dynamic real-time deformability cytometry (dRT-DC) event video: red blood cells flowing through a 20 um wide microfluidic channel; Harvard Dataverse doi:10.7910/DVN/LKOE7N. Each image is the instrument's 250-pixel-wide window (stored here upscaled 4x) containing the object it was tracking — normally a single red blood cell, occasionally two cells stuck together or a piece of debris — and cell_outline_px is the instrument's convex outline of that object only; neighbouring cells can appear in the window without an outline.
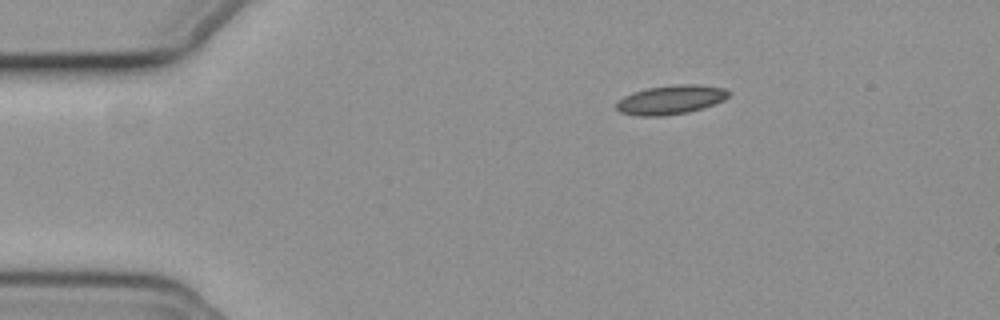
{"species": "common noctule bat (a hibernating species)", "species_latin": "Nyctalus noctula", "temperature_condition": "cold", "stored_images_in_passage": 47, "camera_frame_rate_fps": 3000, "um_per_image_px": 0.085, "animal": {"sex": "female", "body_mass_g": 19.3, "forearm_length_mm": 54.1}, "frame": {"image": 1, "passage_image": 1, "time_ms": 0.0, "image_size_px": [1000, 320], "cell_outline_px": [[732, 92], [724, 100], [688, 112], [664, 116], [640, 116], [620, 112], [616, 108], [616, 100], [632, 92], [648, 88], [676, 84], [700, 84], [724, 88]], "centroid_in_image_um": [57.0, 8.47], "position_along_channel_um": 28.0, "area_um2": 19.07}}
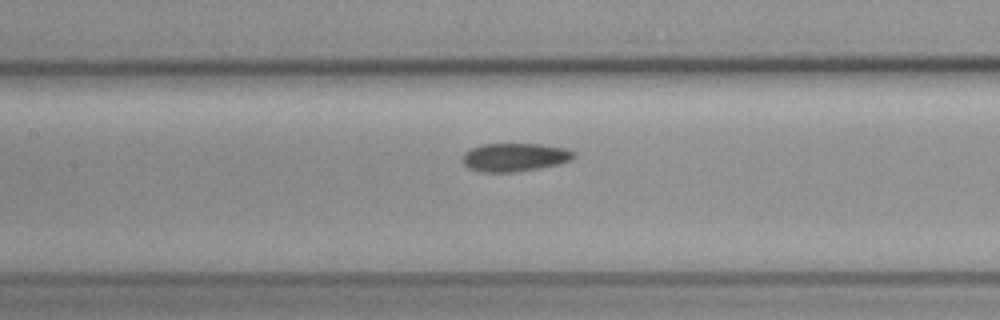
{"frame": {"image": 2, "passage_image": 17, "time_ms": 5.333, "image_size_px": [1000, 320], "cell_outline_px": [[576, 156], [572, 160], [560, 164], [512, 172], [484, 172], [468, 168], [464, 164], [464, 152], [480, 144], [540, 144], [568, 148], [576, 152]], "centroid_in_image_um": [43.8, 13.35], "position_along_channel_um": 163.6, "area_um2": 18.38}}
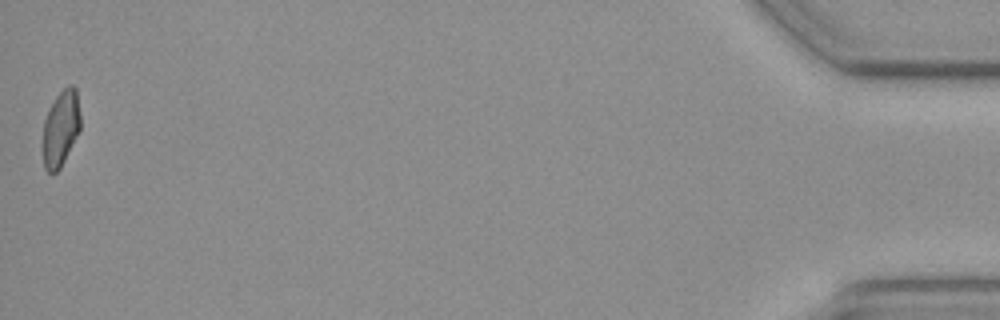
{"frame": {"image": 3, "passage_image": 47, "time_ms": 15.333, "image_size_px": [1000, 320], "cell_outline_px": [[80, 128], [60, 168], [56, 172], [48, 172], [44, 168], [40, 144], [44, 120], [48, 108], [56, 96], [68, 84], [72, 84], [76, 88], [80, 112]], "centroid_in_image_um": [5.11, 10.91], "position_along_channel_um": 430.1, "area_um2": 17.05}, "authors_computed_cell_mechanics": {"area_um2": 18.207, "velocity_mm_per_s": 3.7049, "shape_relaxation_time_tau1_ms": null, "shape_relaxation_time_tau2_ms": 6.4968, "deformation_change_tau1": null, "deformation_change_tau2": 0.1191}}